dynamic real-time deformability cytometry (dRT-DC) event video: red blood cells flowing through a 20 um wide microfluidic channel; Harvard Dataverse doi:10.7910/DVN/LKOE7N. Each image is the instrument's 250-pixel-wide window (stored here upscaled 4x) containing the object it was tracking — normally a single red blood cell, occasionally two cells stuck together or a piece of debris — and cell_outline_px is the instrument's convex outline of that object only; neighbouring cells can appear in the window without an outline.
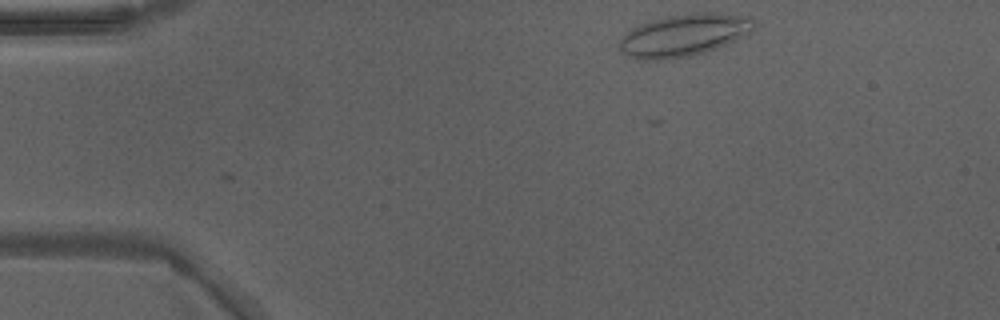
{"species": "Egyptian fruit bat (a non-hibernating species)", "species_latin": "Rousettus aegyptiacus", "temperature_condition": "warm", "stored_images_in_passage": 2, "camera_frame_rate_fps": 3000, "um_per_image_px": 0.085, "animal": {"sex": "male"}, "frame": {"image": 1, "passage_image": 2, "time_ms": 0.333, "image_size_px": [1000, 320], "cell_outline_px": [[756, 28], [716, 48], [704, 52], [688, 56], [660, 60], [636, 60], [620, 52], [620, 40], [632, 28], [648, 20], [668, 16], [692, 12], [708, 12], [752, 16]], "centroid_in_image_um": [58.09, 2.97], "position_along_channel_um": 26.9, "area_um2": 32.95}}